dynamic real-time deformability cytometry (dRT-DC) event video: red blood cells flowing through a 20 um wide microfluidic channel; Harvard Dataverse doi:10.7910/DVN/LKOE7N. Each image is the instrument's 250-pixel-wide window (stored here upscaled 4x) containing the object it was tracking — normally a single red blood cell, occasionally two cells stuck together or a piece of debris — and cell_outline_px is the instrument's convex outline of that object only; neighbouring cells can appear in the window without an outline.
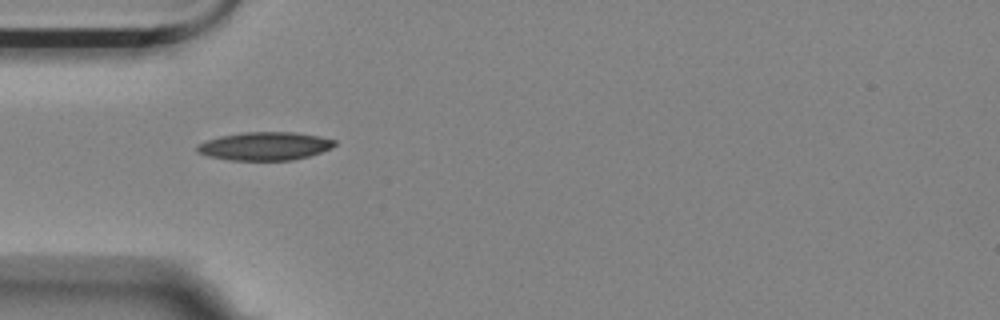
{"species": "Egyptian fruit bat (a non-hibernating species)", "species_latin": "Rousettus aegyptiacus", "temperature_condition": "room temperature", "stored_images_in_passage": 40, "camera_frame_rate_fps": 3000, "um_per_image_px": 0.085, "animal": {"sex": "female"}, "frame": {"image": 1, "passage_image": 1, "time_ms": 0.0, "image_size_px": [1000, 320], "cell_outline_px": [[336, 144], [332, 148], [308, 156], [292, 160], [228, 160], [208, 156], [196, 152], [196, 144], [220, 136], [244, 132], [292, 132], [320, 136], [336, 140]], "centroid_in_image_um": [22.5, 12.42], "position_along_channel_um": 62.5, "area_um2": 22.66}}
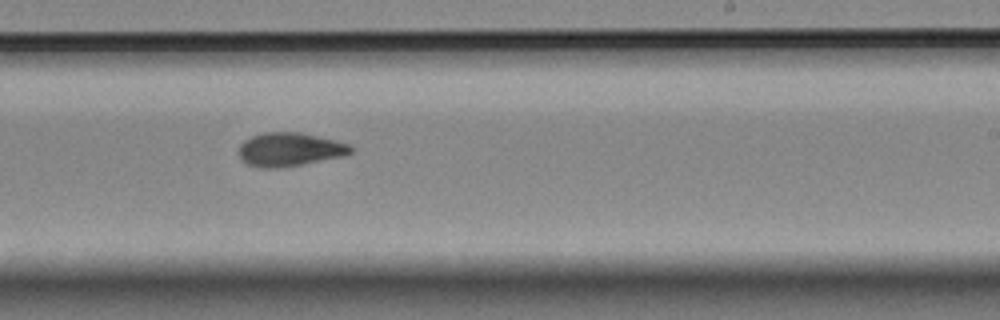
{"frame": {"image": 2, "passage_image": 18, "time_ms": 5.667, "image_size_px": [1000, 320], "cell_outline_px": [[352, 152], [344, 156], [300, 164], [276, 168], [260, 168], [248, 164], [240, 160], [240, 144], [244, 140], [252, 136], [264, 132], [300, 132], [348, 144], [352, 148]], "centroid_in_image_um": [24.58, 12.7], "position_along_channel_um": 264.4, "area_um2": 21.62}}
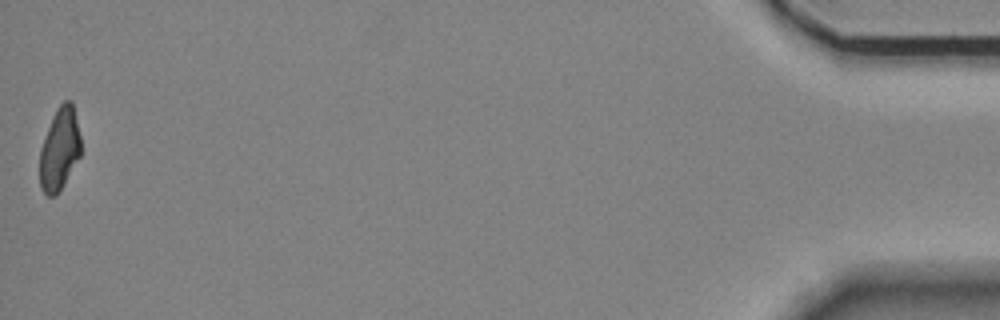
{"frame": {"image": 3, "passage_image": 40, "time_ms": 13.0, "image_size_px": [1000, 320], "cell_outline_px": [[80, 156], [56, 196], [48, 196], [44, 192], [40, 184], [40, 148], [52, 116], [56, 108], [64, 100], [72, 100], [80, 136]], "centroid_in_image_um": [5.05, 12.64], "position_along_channel_um": 430.1, "area_um2": 19.59}, "authors_computed_cell_mechanics": {"area_um2": 21.3282, "velocity_mm_per_s": 3.5598, "shape_relaxation_time_tau1_ms": 7.4903, "shape_relaxation_time_tau2_ms": 5.0305, "deformation_change_tau1": 0.1969, "deformation_change_tau2": 0.0981}}